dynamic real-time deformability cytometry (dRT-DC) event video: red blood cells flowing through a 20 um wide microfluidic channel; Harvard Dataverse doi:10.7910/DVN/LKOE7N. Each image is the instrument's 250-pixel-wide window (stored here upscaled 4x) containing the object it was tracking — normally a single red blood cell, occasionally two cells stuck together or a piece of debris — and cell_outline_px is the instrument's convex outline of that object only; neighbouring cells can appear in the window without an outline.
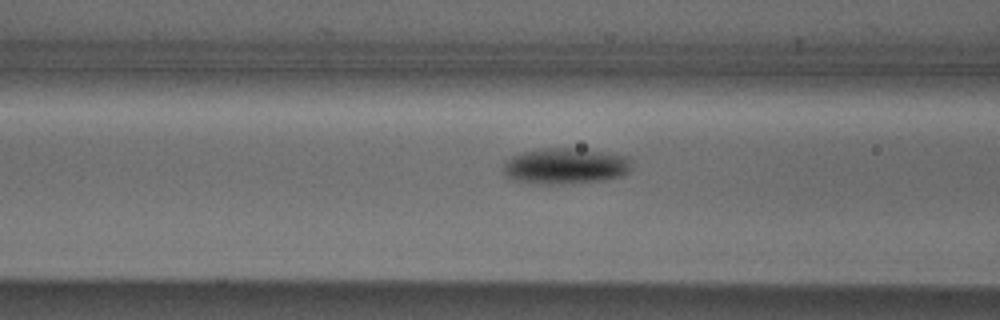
{"species": "Egyptian fruit bat (a non-hibernating species)", "species_latin": "Rousettus aegyptiacus", "temperature_condition": "cold", "stored_images_in_passage": 15, "camera_frame_rate_fps": 3000, "um_per_image_px": 0.085, "animal": {"sex": "male"}, "frame": {"image": 1, "passage_image": 13, "time_ms": 4.0, "image_size_px": [1000, 320], "cell_outline_px": [[632, 168], [628, 172], [620, 176], [604, 180], [560, 184], [548, 184], [516, 180], [508, 176], [504, 172], [504, 164], [512, 156], [520, 152], [544, 148], [588, 148], [628, 156]], "centroid_in_image_um": [48.12, 14.08], "position_along_channel_um": 118.5, "area_um2": 26.93}}